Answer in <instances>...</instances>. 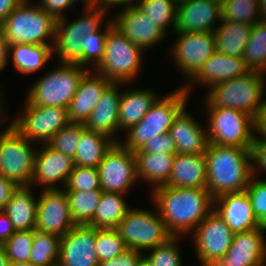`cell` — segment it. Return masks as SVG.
Masks as SVG:
<instances>
[{
	"instance_id": "obj_49",
	"label": "cell",
	"mask_w": 266,
	"mask_h": 266,
	"mask_svg": "<svg viewBox=\"0 0 266 266\" xmlns=\"http://www.w3.org/2000/svg\"><path fill=\"white\" fill-rule=\"evenodd\" d=\"M143 254L141 251L127 249L115 258L100 262L99 266H137Z\"/></svg>"
},
{
	"instance_id": "obj_46",
	"label": "cell",
	"mask_w": 266,
	"mask_h": 266,
	"mask_svg": "<svg viewBox=\"0 0 266 266\" xmlns=\"http://www.w3.org/2000/svg\"><path fill=\"white\" fill-rule=\"evenodd\" d=\"M255 175L251 178L246 192L252 202L253 213L259 225L266 228V179H256Z\"/></svg>"
},
{
	"instance_id": "obj_52",
	"label": "cell",
	"mask_w": 266,
	"mask_h": 266,
	"mask_svg": "<svg viewBox=\"0 0 266 266\" xmlns=\"http://www.w3.org/2000/svg\"><path fill=\"white\" fill-rule=\"evenodd\" d=\"M15 232L9 217L0 211V244H4Z\"/></svg>"
},
{
	"instance_id": "obj_25",
	"label": "cell",
	"mask_w": 266,
	"mask_h": 266,
	"mask_svg": "<svg viewBox=\"0 0 266 266\" xmlns=\"http://www.w3.org/2000/svg\"><path fill=\"white\" fill-rule=\"evenodd\" d=\"M123 84L125 83L112 82L105 89L85 123L87 129L104 134L115 142H120L118 137L116 139V134L118 133L119 101L121 97V91L118 87L120 85L123 86Z\"/></svg>"
},
{
	"instance_id": "obj_17",
	"label": "cell",
	"mask_w": 266,
	"mask_h": 266,
	"mask_svg": "<svg viewBox=\"0 0 266 266\" xmlns=\"http://www.w3.org/2000/svg\"><path fill=\"white\" fill-rule=\"evenodd\" d=\"M266 228L258 227L234 233L232 245L220 258H213L203 266H266Z\"/></svg>"
},
{
	"instance_id": "obj_12",
	"label": "cell",
	"mask_w": 266,
	"mask_h": 266,
	"mask_svg": "<svg viewBox=\"0 0 266 266\" xmlns=\"http://www.w3.org/2000/svg\"><path fill=\"white\" fill-rule=\"evenodd\" d=\"M24 101V111L13 117L12 127L33 144H47L70 123L67 108L36 106Z\"/></svg>"
},
{
	"instance_id": "obj_16",
	"label": "cell",
	"mask_w": 266,
	"mask_h": 266,
	"mask_svg": "<svg viewBox=\"0 0 266 266\" xmlns=\"http://www.w3.org/2000/svg\"><path fill=\"white\" fill-rule=\"evenodd\" d=\"M40 191L35 230L61 238L75 226L71 218L66 192L62 187Z\"/></svg>"
},
{
	"instance_id": "obj_30",
	"label": "cell",
	"mask_w": 266,
	"mask_h": 266,
	"mask_svg": "<svg viewBox=\"0 0 266 266\" xmlns=\"http://www.w3.org/2000/svg\"><path fill=\"white\" fill-rule=\"evenodd\" d=\"M134 153L138 181L154 184L153 189L168 182L176 153Z\"/></svg>"
},
{
	"instance_id": "obj_26",
	"label": "cell",
	"mask_w": 266,
	"mask_h": 266,
	"mask_svg": "<svg viewBox=\"0 0 266 266\" xmlns=\"http://www.w3.org/2000/svg\"><path fill=\"white\" fill-rule=\"evenodd\" d=\"M185 107L174 119L169 134L174 140L178 154L204 153L209 144L207 129Z\"/></svg>"
},
{
	"instance_id": "obj_54",
	"label": "cell",
	"mask_w": 266,
	"mask_h": 266,
	"mask_svg": "<svg viewBox=\"0 0 266 266\" xmlns=\"http://www.w3.org/2000/svg\"><path fill=\"white\" fill-rule=\"evenodd\" d=\"M23 0H0V25Z\"/></svg>"
},
{
	"instance_id": "obj_28",
	"label": "cell",
	"mask_w": 266,
	"mask_h": 266,
	"mask_svg": "<svg viewBox=\"0 0 266 266\" xmlns=\"http://www.w3.org/2000/svg\"><path fill=\"white\" fill-rule=\"evenodd\" d=\"M155 91L149 89H127L121 92L119 101L118 131H127L138 124L150 110L159 97Z\"/></svg>"
},
{
	"instance_id": "obj_11",
	"label": "cell",
	"mask_w": 266,
	"mask_h": 266,
	"mask_svg": "<svg viewBox=\"0 0 266 266\" xmlns=\"http://www.w3.org/2000/svg\"><path fill=\"white\" fill-rule=\"evenodd\" d=\"M22 136L14 127L0 134V175L29 186L34 173L37 146Z\"/></svg>"
},
{
	"instance_id": "obj_5",
	"label": "cell",
	"mask_w": 266,
	"mask_h": 266,
	"mask_svg": "<svg viewBox=\"0 0 266 266\" xmlns=\"http://www.w3.org/2000/svg\"><path fill=\"white\" fill-rule=\"evenodd\" d=\"M189 96L182 86L165 96H159L145 117L126 131V139L120 143L135 152L146 141L169 132L174 119L187 106Z\"/></svg>"
},
{
	"instance_id": "obj_62",
	"label": "cell",
	"mask_w": 266,
	"mask_h": 266,
	"mask_svg": "<svg viewBox=\"0 0 266 266\" xmlns=\"http://www.w3.org/2000/svg\"><path fill=\"white\" fill-rule=\"evenodd\" d=\"M214 1H217L218 3H223L225 0H214Z\"/></svg>"
},
{
	"instance_id": "obj_41",
	"label": "cell",
	"mask_w": 266,
	"mask_h": 266,
	"mask_svg": "<svg viewBox=\"0 0 266 266\" xmlns=\"http://www.w3.org/2000/svg\"><path fill=\"white\" fill-rule=\"evenodd\" d=\"M114 26L110 19L104 26V30L90 33L82 40L83 53L81 55V66L94 68L99 64L104 55L105 39L109 30Z\"/></svg>"
},
{
	"instance_id": "obj_29",
	"label": "cell",
	"mask_w": 266,
	"mask_h": 266,
	"mask_svg": "<svg viewBox=\"0 0 266 266\" xmlns=\"http://www.w3.org/2000/svg\"><path fill=\"white\" fill-rule=\"evenodd\" d=\"M31 186H19L6 203L4 213L9 217L15 231L34 230L36 226L38 198Z\"/></svg>"
},
{
	"instance_id": "obj_19",
	"label": "cell",
	"mask_w": 266,
	"mask_h": 266,
	"mask_svg": "<svg viewBox=\"0 0 266 266\" xmlns=\"http://www.w3.org/2000/svg\"><path fill=\"white\" fill-rule=\"evenodd\" d=\"M75 167L74 158L58 152L48 144L41 145L34 157V173L30 186H41L43 189L65 188L70 173ZM60 182V183H59ZM57 184V185H56Z\"/></svg>"
},
{
	"instance_id": "obj_45",
	"label": "cell",
	"mask_w": 266,
	"mask_h": 266,
	"mask_svg": "<svg viewBox=\"0 0 266 266\" xmlns=\"http://www.w3.org/2000/svg\"><path fill=\"white\" fill-rule=\"evenodd\" d=\"M64 190L102 191L98 168L75 165Z\"/></svg>"
},
{
	"instance_id": "obj_44",
	"label": "cell",
	"mask_w": 266,
	"mask_h": 266,
	"mask_svg": "<svg viewBox=\"0 0 266 266\" xmlns=\"http://www.w3.org/2000/svg\"><path fill=\"white\" fill-rule=\"evenodd\" d=\"M85 128V124L69 123L55 134L47 144L58 152L74 157L80 135Z\"/></svg>"
},
{
	"instance_id": "obj_22",
	"label": "cell",
	"mask_w": 266,
	"mask_h": 266,
	"mask_svg": "<svg viewBox=\"0 0 266 266\" xmlns=\"http://www.w3.org/2000/svg\"><path fill=\"white\" fill-rule=\"evenodd\" d=\"M249 71L242 57L229 56L215 51L198 72L182 87L188 94L192 93L189 88H192L191 85L193 84L206 86L209 90L217 84L243 76Z\"/></svg>"
},
{
	"instance_id": "obj_23",
	"label": "cell",
	"mask_w": 266,
	"mask_h": 266,
	"mask_svg": "<svg viewBox=\"0 0 266 266\" xmlns=\"http://www.w3.org/2000/svg\"><path fill=\"white\" fill-rule=\"evenodd\" d=\"M234 233L260 227L246 191L226 193L214 199L213 209Z\"/></svg>"
},
{
	"instance_id": "obj_34",
	"label": "cell",
	"mask_w": 266,
	"mask_h": 266,
	"mask_svg": "<svg viewBox=\"0 0 266 266\" xmlns=\"http://www.w3.org/2000/svg\"><path fill=\"white\" fill-rule=\"evenodd\" d=\"M53 45L16 44L9 47V58L20 73L31 74L41 70L53 56Z\"/></svg>"
},
{
	"instance_id": "obj_50",
	"label": "cell",
	"mask_w": 266,
	"mask_h": 266,
	"mask_svg": "<svg viewBox=\"0 0 266 266\" xmlns=\"http://www.w3.org/2000/svg\"><path fill=\"white\" fill-rule=\"evenodd\" d=\"M37 4L57 20L64 18V11L73 7L72 0H39Z\"/></svg>"
},
{
	"instance_id": "obj_21",
	"label": "cell",
	"mask_w": 266,
	"mask_h": 266,
	"mask_svg": "<svg viewBox=\"0 0 266 266\" xmlns=\"http://www.w3.org/2000/svg\"><path fill=\"white\" fill-rule=\"evenodd\" d=\"M220 20L221 7L217 1L181 0L177 4L174 32H213Z\"/></svg>"
},
{
	"instance_id": "obj_18",
	"label": "cell",
	"mask_w": 266,
	"mask_h": 266,
	"mask_svg": "<svg viewBox=\"0 0 266 266\" xmlns=\"http://www.w3.org/2000/svg\"><path fill=\"white\" fill-rule=\"evenodd\" d=\"M115 15L111 17L114 26L143 50L155 47L168 34L159 25L155 24L150 16L143 14L135 3L123 7V10Z\"/></svg>"
},
{
	"instance_id": "obj_1",
	"label": "cell",
	"mask_w": 266,
	"mask_h": 266,
	"mask_svg": "<svg viewBox=\"0 0 266 266\" xmlns=\"http://www.w3.org/2000/svg\"><path fill=\"white\" fill-rule=\"evenodd\" d=\"M152 202L174 237L191 234L214 209L207 188H178L162 185L151 192Z\"/></svg>"
},
{
	"instance_id": "obj_13",
	"label": "cell",
	"mask_w": 266,
	"mask_h": 266,
	"mask_svg": "<svg viewBox=\"0 0 266 266\" xmlns=\"http://www.w3.org/2000/svg\"><path fill=\"white\" fill-rule=\"evenodd\" d=\"M177 39L171 46L175 66L188 82L216 51L213 32H174Z\"/></svg>"
},
{
	"instance_id": "obj_61",
	"label": "cell",
	"mask_w": 266,
	"mask_h": 266,
	"mask_svg": "<svg viewBox=\"0 0 266 266\" xmlns=\"http://www.w3.org/2000/svg\"><path fill=\"white\" fill-rule=\"evenodd\" d=\"M137 266H152L149 261L143 256L138 262Z\"/></svg>"
},
{
	"instance_id": "obj_15",
	"label": "cell",
	"mask_w": 266,
	"mask_h": 266,
	"mask_svg": "<svg viewBox=\"0 0 266 266\" xmlns=\"http://www.w3.org/2000/svg\"><path fill=\"white\" fill-rule=\"evenodd\" d=\"M200 266L223 257L232 245L234 232L213 210L191 233Z\"/></svg>"
},
{
	"instance_id": "obj_39",
	"label": "cell",
	"mask_w": 266,
	"mask_h": 266,
	"mask_svg": "<svg viewBox=\"0 0 266 266\" xmlns=\"http://www.w3.org/2000/svg\"><path fill=\"white\" fill-rule=\"evenodd\" d=\"M220 7L222 20L243 24H255L260 20L259 0H225Z\"/></svg>"
},
{
	"instance_id": "obj_14",
	"label": "cell",
	"mask_w": 266,
	"mask_h": 266,
	"mask_svg": "<svg viewBox=\"0 0 266 266\" xmlns=\"http://www.w3.org/2000/svg\"><path fill=\"white\" fill-rule=\"evenodd\" d=\"M103 192L127 194L138 181L135 153L115 142L97 167Z\"/></svg>"
},
{
	"instance_id": "obj_7",
	"label": "cell",
	"mask_w": 266,
	"mask_h": 266,
	"mask_svg": "<svg viewBox=\"0 0 266 266\" xmlns=\"http://www.w3.org/2000/svg\"><path fill=\"white\" fill-rule=\"evenodd\" d=\"M144 50L132 43L113 26L105 39L102 60L91 69L114 83H133L132 80L141 72Z\"/></svg>"
},
{
	"instance_id": "obj_56",
	"label": "cell",
	"mask_w": 266,
	"mask_h": 266,
	"mask_svg": "<svg viewBox=\"0 0 266 266\" xmlns=\"http://www.w3.org/2000/svg\"><path fill=\"white\" fill-rule=\"evenodd\" d=\"M261 137L266 138V99L263 105L262 113L257 121V133Z\"/></svg>"
},
{
	"instance_id": "obj_35",
	"label": "cell",
	"mask_w": 266,
	"mask_h": 266,
	"mask_svg": "<svg viewBox=\"0 0 266 266\" xmlns=\"http://www.w3.org/2000/svg\"><path fill=\"white\" fill-rule=\"evenodd\" d=\"M242 58L250 71L266 74V20L253 24Z\"/></svg>"
},
{
	"instance_id": "obj_8",
	"label": "cell",
	"mask_w": 266,
	"mask_h": 266,
	"mask_svg": "<svg viewBox=\"0 0 266 266\" xmlns=\"http://www.w3.org/2000/svg\"><path fill=\"white\" fill-rule=\"evenodd\" d=\"M206 111L209 143L252 148L257 133V121L252 116L240 110L224 107H207Z\"/></svg>"
},
{
	"instance_id": "obj_20",
	"label": "cell",
	"mask_w": 266,
	"mask_h": 266,
	"mask_svg": "<svg viewBox=\"0 0 266 266\" xmlns=\"http://www.w3.org/2000/svg\"><path fill=\"white\" fill-rule=\"evenodd\" d=\"M95 239L96 228L75 225L60 238L57 266H99Z\"/></svg>"
},
{
	"instance_id": "obj_32",
	"label": "cell",
	"mask_w": 266,
	"mask_h": 266,
	"mask_svg": "<svg viewBox=\"0 0 266 266\" xmlns=\"http://www.w3.org/2000/svg\"><path fill=\"white\" fill-rule=\"evenodd\" d=\"M114 143L108 136L85 128L73 157L75 165L97 168Z\"/></svg>"
},
{
	"instance_id": "obj_37",
	"label": "cell",
	"mask_w": 266,
	"mask_h": 266,
	"mask_svg": "<svg viewBox=\"0 0 266 266\" xmlns=\"http://www.w3.org/2000/svg\"><path fill=\"white\" fill-rule=\"evenodd\" d=\"M60 237L34 229L30 260L35 266H57Z\"/></svg>"
},
{
	"instance_id": "obj_48",
	"label": "cell",
	"mask_w": 266,
	"mask_h": 266,
	"mask_svg": "<svg viewBox=\"0 0 266 266\" xmlns=\"http://www.w3.org/2000/svg\"><path fill=\"white\" fill-rule=\"evenodd\" d=\"M251 151H252L253 175H257L258 172L257 170H259V168H260L259 172L263 171L265 172L264 174H266V138L256 135Z\"/></svg>"
},
{
	"instance_id": "obj_60",
	"label": "cell",
	"mask_w": 266,
	"mask_h": 266,
	"mask_svg": "<svg viewBox=\"0 0 266 266\" xmlns=\"http://www.w3.org/2000/svg\"><path fill=\"white\" fill-rule=\"evenodd\" d=\"M83 1L84 7L85 8H93V0H81ZM76 2H80V0H72V3L76 4Z\"/></svg>"
},
{
	"instance_id": "obj_42",
	"label": "cell",
	"mask_w": 266,
	"mask_h": 266,
	"mask_svg": "<svg viewBox=\"0 0 266 266\" xmlns=\"http://www.w3.org/2000/svg\"><path fill=\"white\" fill-rule=\"evenodd\" d=\"M183 237H172L166 243L149 249L151 253L143 255L152 266H183L178 240Z\"/></svg>"
},
{
	"instance_id": "obj_43",
	"label": "cell",
	"mask_w": 266,
	"mask_h": 266,
	"mask_svg": "<svg viewBox=\"0 0 266 266\" xmlns=\"http://www.w3.org/2000/svg\"><path fill=\"white\" fill-rule=\"evenodd\" d=\"M34 241V230L15 231L3 244L9 262H28Z\"/></svg>"
},
{
	"instance_id": "obj_58",
	"label": "cell",
	"mask_w": 266,
	"mask_h": 266,
	"mask_svg": "<svg viewBox=\"0 0 266 266\" xmlns=\"http://www.w3.org/2000/svg\"><path fill=\"white\" fill-rule=\"evenodd\" d=\"M2 97V93H1V89H0V125H1V123H3L2 121H5V120H2V119H5V118H3V117H5L4 116V109H3V104H2V100H3V98H1ZM2 99V100H1ZM8 127H6L5 128V130H3V131H0V134H2V133H4L5 131H7V130H9L11 127H12V120H11V123H9V125H7Z\"/></svg>"
},
{
	"instance_id": "obj_38",
	"label": "cell",
	"mask_w": 266,
	"mask_h": 266,
	"mask_svg": "<svg viewBox=\"0 0 266 266\" xmlns=\"http://www.w3.org/2000/svg\"><path fill=\"white\" fill-rule=\"evenodd\" d=\"M134 3L143 14L150 16L155 24L167 33L171 26L174 33L178 4L176 0H135Z\"/></svg>"
},
{
	"instance_id": "obj_55",
	"label": "cell",
	"mask_w": 266,
	"mask_h": 266,
	"mask_svg": "<svg viewBox=\"0 0 266 266\" xmlns=\"http://www.w3.org/2000/svg\"><path fill=\"white\" fill-rule=\"evenodd\" d=\"M8 54L9 47L0 29V72L4 70L10 61Z\"/></svg>"
},
{
	"instance_id": "obj_47",
	"label": "cell",
	"mask_w": 266,
	"mask_h": 266,
	"mask_svg": "<svg viewBox=\"0 0 266 266\" xmlns=\"http://www.w3.org/2000/svg\"><path fill=\"white\" fill-rule=\"evenodd\" d=\"M135 152H149V153H177L174 140L169 132L157 135L156 137L146 141Z\"/></svg>"
},
{
	"instance_id": "obj_40",
	"label": "cell",
	"mask_w": 266,
	"mask_h": 266,
	"mask_svg": "<svg viewBox=\"0 0 266 266\" xmlns=\"http://www.w3.org/2000/svg\"><path fill=\"white\" fill-rule=\"evenodd\" d=\"M94 249L96 251L99 262H102L119 256L129 248L115 228H96Z\"/></svg>"
},
{
	"instance_id": "obj_6",
	"label": "cell",
	"mask_w": 266,
	"mask_h": 266,
	"mask_svg": "<svg viewBox=\"0 0 266 266\" xmlns=\"http://www.w3.org/2000/svg\"><path fill=\"white\" fill-rule=\"evenodd\" d=\"M89 69L76 63H59L27 90L26 101L36 106L68 108L83 75Z\"/></svg>"
},
{
	"instance_id": "obj_36",
	"label": "cell",
	"mask_w": 266,
	"mask_h": 266,
	"mask_svg": "<svg viewBox=\"0 0 266 266\" xmlns=\"http://www.w3.org/2000/svg\"><path fill=\"white\" fill-rule=\"evenodd\" d=\"M75 225H87L93 218L102 191H65Z\"/></svg>"
},
{
	"instance_id": "obj_9",
	"label": "cell",
	"mask_w": 266,
	"mask_h": 266,
	"mask_svg": "<svg viewBox=\"0 0 266 266\" xmlns=\"http://www.w3.org/2000/svg\"><path fill=\"white\" fill-rule=\"evenodd\" d=\"M83 16L69 22L67 18L57 20L53 56H58L60 63L81 65L83 53L82 40L90 33L101 30L105 15L109 13L97 8H84ZM55 53V54H54Z\"/></svg>"
},
{
	"instance_id": "obj_3",
	"label": "cell",
	"mask_w": 266,
	"mask_h": 266,
	"mask_svg": "<svg viewBox=\"0 0 266 266\" xmlns=\"http://www.w3.org/2000/svg\"><path fill=\"white\" fill-rule=\"evenodd\" d=\"M265 73L249 71L208 90L204 105L243 111L259 120L265 103ZM265 95V96H264Z\"/></svg>"
},
{
	"instance_id": "obj_10",
	"label": "cell",
	"mask_w": 266,
	"mask_h": 266,
	"mask_svg": "<svg viewBox=\"0 0 266 266\" xmlns=\"http://www.w3.org/2000/svg\"><path fill=\"white\" fill-rule=\"evenodd\" d=\"M115 229L129 249L142 253L166 243L173 237L158 210L153 212L150 209L130 207Z\"/></svg>"
},
{
	"instance_id": "obj_51",
	"label": "cell",
	"mask_w": 266,
	"mask_h": 266,
	"mask_svg": "<svg viewBox=\"0 0 266 266\" xmlns=\"http://www.w3.org/2000/svg\"><path fill=\"white\" fill-rule=\"evenodd\" d=\"M18 188L19 185L15 181L0 175V211H4L6 203Z\"/></svg>"
},
{
	"instance_id": "obj_24",
	"label": "cell",
	"mask_w": 266,
	"mask_h": 266,
	"mask_svg": "<svg viewBox=\"0 0 266 266\" xmlns=\"http://www.w3.org/2000/svg\"><path fill=\"white\" fill-rule=\"evenodd\" d=\"M112 82L103 75L89 70L83 75L77 92L68 106L70 123L85 124L100 96Z\"/></svg>"
},
{
	"instance_id": "obj_31",
	"label": "cell",
	"mask_w": 266,
	"mask_h": 266,
	"mask_svg": "<svg viewBox=\"0 0 266 266\" xmlns=\"http://www.w3.org/2000/svg\"><path fill=\"white\" fill-rule=\"evenodd\" d=\"M217 25L213 31L216 51L229 56L242 57L253 24L221 19Z\"/></svg>"
},
{
	"instance_id": "obj_33",
	"label": "cell",
	"mask_w": 266,
	"mask_h": 266,
	"mask_svg": "<svg viewBox=\"0 0 266 266\" xmlns=\"http://www.w3.org/2000/svg\"><path fill=\"white\" fill-rule=\"evenodd\" d=\"M124 195L102 191L93 218L87 225L97 229L116 228L130 208Z\"/></svg>"
},
{
	"instance_id": "obj_4",
	"label": "cell",
	"mask_w": 266,
	"mask_h": 266,
	"mask_svg": "<svg viewBox=\"0 0 266 266\" xmlns=\"http://www.w3.org/2000/svg\"><path fill=\"white\" fill-rule=\"evenodd\" d=\"M33 4L31 0H23L0 25L8 47L22 43L54 44L57 19L37 3Z\"/></svg>"
},
{
	"instance_id": "obj_27",
	"label": "cell",
	"mask_w": 266,
	"mask_h": 266,
	"mask_svg": "<svg viewBox=\"0 0 266 266\" xmlns=\"http://www.w3.org/2000/svg\"><path fill=\"white\" fill-rule=\"evenodd\" d=\"M165 185L178 188H207V167L204 153H176L170 178Z\"/></svg>"
},
{
	"instance_id": "obj_53",
	"label": "cell",
	"mask_w": 266,
	"mask_h": 266,
	"mask_svg": "<svg viewBox=\"0 0 266 266\" xmlns=\"http://www.w3.org/2000/svg\"><path fill=\"white\" fill-rule=\"evenodd\" d=\"M134 2L135 0H93V8L102 9L109 13L111 8L116 6L126 7Z\"/></svg>"
},
{
	"instance_id": "obj_2",
	"label": "cell",
	"mask_w": 266,
	"mask_h": 266,
	"mask_svg": "<svg viewBox=\"0 0 266 266\" xmlns=\"http://www.w3.org/2000/svg\"><path fill=\"white\" fill-rule=\"evenodd\" d=\"M251 149L208 144L204 152L207 189L213 199L246 190L253 177Z\"/></svg>"
},
{
	"instance_id": "obj_57",
	"label": "cell",
	"mask_w": 266,
	"mask_h": 266,
	"mask_svg": "<svg viewBox=\"0 0 266 266\" xmlns=\"http://www.w3.org/2000/svg\"><path fill=\"white\" fill-rule=\"evenodd\" d=\"M9 263L3 244H0V266H9Z\"/></svg>"
},
{
	"instance_id": "obj_59",
	"label": "cell",
	"mask_w": 266,
	"mask_h": 266,
	"mask_svg": "<svg viewBox=\"0 0 266 266\" xmlns=\"http://www.w3.org/2000/svg\"><path fill=\"white\" fill-rule=\"evenodd\" d=\"M9 266H35L31 261L28 262H10Z\"/></svg>"
}]
</instances>
